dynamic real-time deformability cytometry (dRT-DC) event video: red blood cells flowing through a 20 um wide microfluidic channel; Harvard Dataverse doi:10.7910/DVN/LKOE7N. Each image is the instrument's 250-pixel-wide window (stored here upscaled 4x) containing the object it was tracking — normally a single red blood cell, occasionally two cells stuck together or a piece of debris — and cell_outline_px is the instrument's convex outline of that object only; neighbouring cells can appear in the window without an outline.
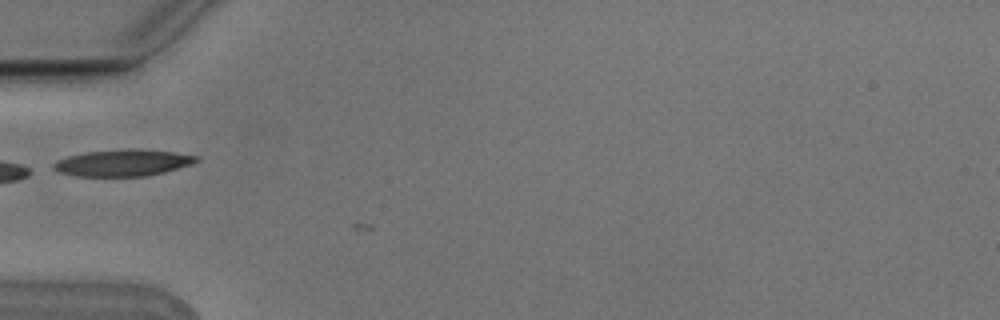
{"species": "Egyptian fruit bat (a non-hibernating species)", "species_latin": "Rousettus aegyptiacus", "temperature_condition": "cold", "stored_images_in_passage": 5, "camera_frame_rate_fps": 3000, "um_per_image_px": 0.085, "animal": {"sex": "male"}, "frame": {"image": 1, "passage_image": 5, "time_ms": 1.333, "image_size_px": [1000, 320], "cell_outline_px": [[200, 160], [192, 164], [164, 172], [144, 176], [76, 176], [60, 172], [52, 168], [52, 164], [56, 160], [68, 156], [84, 152], [124, 148], [136, 148], [176, 152], [200, 156]], "centroid_in_image_um": [10.46, 13.82], "position_along_channel_um": 74.5, "area_um2": 22.48}}